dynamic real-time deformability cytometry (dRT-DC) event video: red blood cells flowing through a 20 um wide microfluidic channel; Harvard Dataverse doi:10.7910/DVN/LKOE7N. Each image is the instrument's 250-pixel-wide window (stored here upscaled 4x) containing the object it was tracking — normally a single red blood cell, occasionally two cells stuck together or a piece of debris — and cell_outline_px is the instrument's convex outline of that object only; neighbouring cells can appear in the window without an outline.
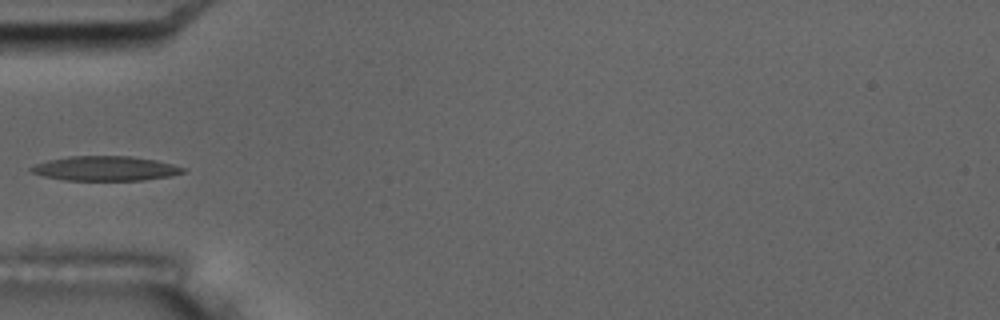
{"species": "common noctule bat (a hibernating species)", "species_latin": "Nyctalus noctula", "temperature_condition": "room temperature", "stored_images_in_passage": 5, "camera_frame_rate_fps": 3000, "um_per_image_px": 0.085, "animal": {"sex": "male", "body_mass_g": 17.5, "forearm_length_mm": 52.3}, "frame": {"image": 1, "passage_image": 5, "time_ms": 4.667, "image_size_px": [1000, 320], "cell_outline_px": [[188, 172], [172, 176], [144, 180], [64, 180], [44, 176], [32, 172], [28, 168], [36, 164], [48, 160], [68, 156], [132, 156], [156, 160], [188, 168]], "centroid_in_image_um": [9.03, 14.32], "position_along_channel_um": 76.0, "area_um2": 21.96}}